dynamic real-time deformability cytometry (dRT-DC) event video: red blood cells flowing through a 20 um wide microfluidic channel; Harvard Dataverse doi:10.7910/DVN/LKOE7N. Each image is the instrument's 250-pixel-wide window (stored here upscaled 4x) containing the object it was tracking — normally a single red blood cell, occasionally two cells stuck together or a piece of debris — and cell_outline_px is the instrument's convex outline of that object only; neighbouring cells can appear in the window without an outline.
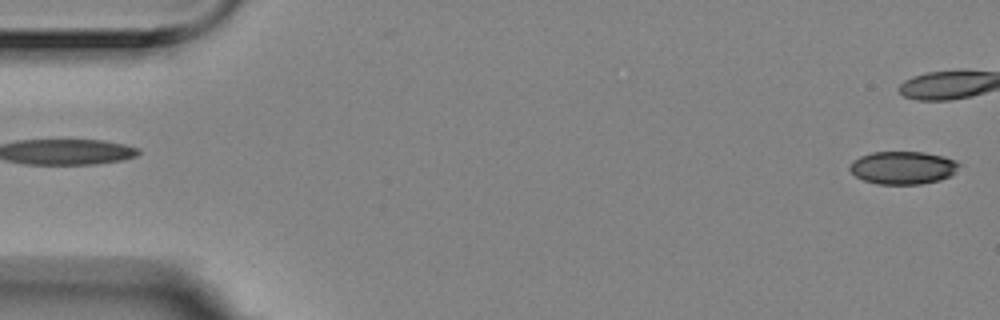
{"species": "Egyptian fruit bat (a non-hibernating species)", "species_latin": "Rousettus aegyptiacus", "temperature_condition": "room temperature", "stored_images_in_passage": 6, "segment_of_instrument_passage": [2, 2], "camera_frame_rate_fps": 3000, "um_per_image_px": 0.085, "animal": {"sex": "female"}, "frame": {"image": 1, "passage_image": 6, "time_ms": 1.667, "image_size_px": [1000, 320], "cell_outline_px": [[960, 164], [948, 176], [940, 180], [920, 184], [876, 184], [864, 180], [856, 176], [848, 168], [852, 160], [860, 156], [872, 152], [924, 152], [944, 156], [956, 160]], "centroid_in_image_um": [76.7, 14.25], "position_along_channel_um": 8.3, "area_um2": 20.87}}